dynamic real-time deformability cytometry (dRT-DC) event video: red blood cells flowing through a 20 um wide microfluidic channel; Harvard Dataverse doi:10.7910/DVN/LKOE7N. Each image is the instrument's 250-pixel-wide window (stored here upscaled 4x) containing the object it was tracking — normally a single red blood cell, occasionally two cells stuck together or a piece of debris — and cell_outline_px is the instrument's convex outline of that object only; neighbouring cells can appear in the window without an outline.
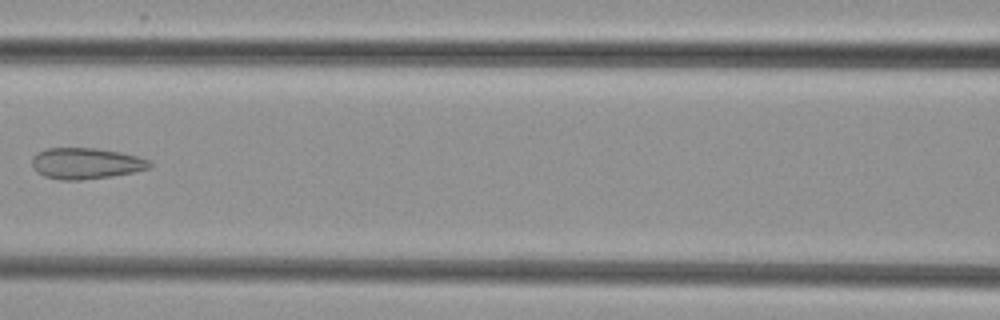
{"species": "common noctule bat (a hibernating species)", "species_latin": "Nyctalus noctula", "temperature_condition": "cold", "stored_images_in_passage": 8, "camera_frame_rate_fps": 3000, "um_per_image_px": 0.085, "animal": {"sex": "female", "body_mass_g": 29.2, "forearm_length_mm": 56.3}, "frame": {"image": 1, "passage_image": 6, "time_ms": 7.0, "image_size_px": [1000, 320], "cell_outline_px": [[152, 164], [148, 168], [132, 172], [112, 176], [80, 180], [60, 180], [44, 176], [36, 172], [32, 168], [32, 156], [36, 152], [44, 148], [96, 148], [120, 152], [152, 160]], "centroid_in_image_um": [7.25, 13.88], "position_along_channel_um": 159.3, "area_um2": 21.5}}
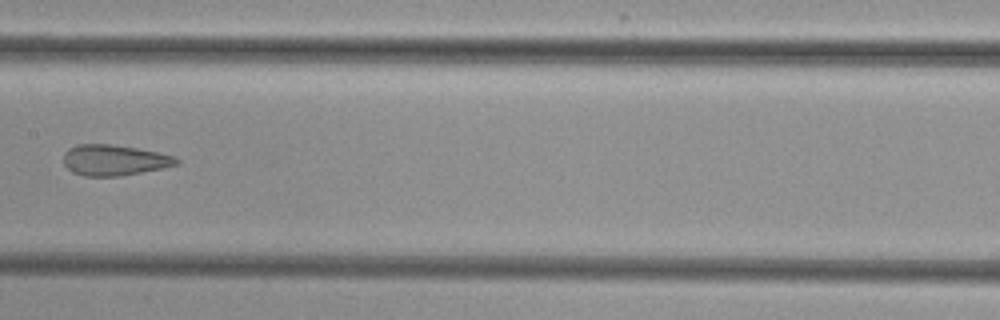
{"frame": {"image": 2, "passage_image": 7, "time_ms": 8.0, "image_size_px": [1000, 320], "cell_outline_px": [[180, 160], [176, 164], [164, 168], [120, 176], [84, 176], [72, 172], [64, 164], [64, 152], [68, 148], [76, 144], [112, 144], [136, 148], [176, 156]], "centroid_in_image_um": [9.69, 13.61], "position_along_channel_um": 197.7, "area_um2": 20.29}}
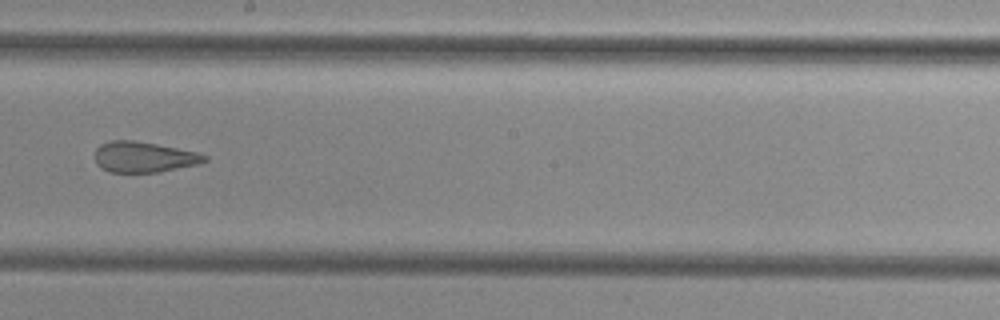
{"frame": {"image": 3, "passage_image": 8, "time_ms": 9.0, "image_size_px": [1000, 320], "cell_outline_px": [[208, 160], [200, 164], [160, 172], [108, 172], [100, 168], [96, 164], [96, 148], [100, 144], [112, 140], [132, 140], [156, 144], [196, 152], [208, 156]], "centroid_in_image_um": [12.23, 13.36], "position_along_channel_um": 236.0, "area_um2": 19.65}}